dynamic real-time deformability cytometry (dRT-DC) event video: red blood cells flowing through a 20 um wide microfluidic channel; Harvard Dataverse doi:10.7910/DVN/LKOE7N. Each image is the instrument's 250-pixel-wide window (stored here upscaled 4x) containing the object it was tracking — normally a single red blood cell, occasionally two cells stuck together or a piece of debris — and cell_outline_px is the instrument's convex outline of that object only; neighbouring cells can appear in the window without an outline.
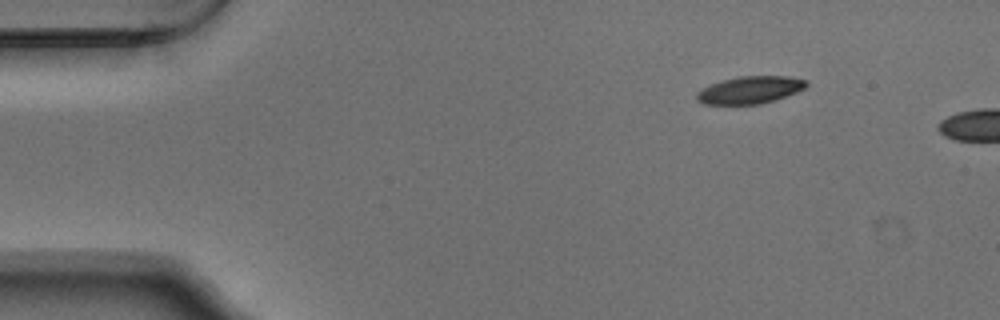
{"species": "Egyptian fruit bat (a non-hibernating species)", "species_latin": "Rousettus aegyptiacus", "temperature_condition": "warm", "stored_images_in_passage": 4, "camera_frame_rate_fps": 3000, "um_per_image_px": 0.085, "animal": {"sex": "male"}, "frame": {"image": 1, "passage_image": 1, "time_ms": 0.0, "image_size_px": [1000, 320], "cell_outline_px": [[808, 84], [804, 88], [796, 92], [776, 100], [760, 104], [704, 104], [696, 100], [696, 92], [712, 84], [724, 80], [740, 76], [788, 76], [808, 80]], "centroid_in_image_um": [63.78, 7.65], "position_along_channel_um": 21.2, "area_um2": 17.4}}